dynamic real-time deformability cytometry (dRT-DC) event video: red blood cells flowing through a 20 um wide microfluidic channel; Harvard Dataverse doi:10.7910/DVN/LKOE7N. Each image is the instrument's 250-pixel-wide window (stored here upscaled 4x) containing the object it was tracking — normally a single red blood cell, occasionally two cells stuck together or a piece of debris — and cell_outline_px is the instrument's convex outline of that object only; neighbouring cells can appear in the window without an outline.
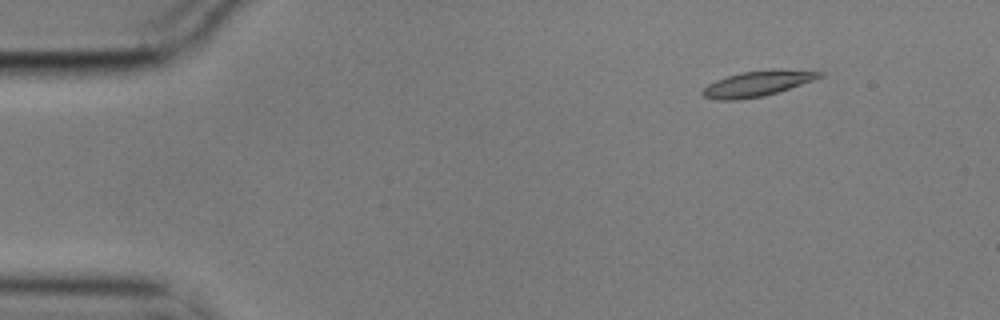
{"species": "common noctule bat (a hibernating species)", "species_latin": "Nyctalus noctula", "temperature_condition": "cold", "stored_images_in_passage": 5, "camera_frame_rate_fps": 3000, "um_per_image_px": 0.085, "animal": {"sex": "male", "body_mass_g": 17.9}, "frame": {"image": 1, "passage_image": 2, "time_ms": 0.333, "image_size_px": [1000, 320], "cell_outline_px": [[824, 76], [764, 96], [736, 100], [716, 100], [704, 96], [700, 92], [708, 84], [716, 80], [740, 72], [772, 68], [776, 68], [824, 72]], "centroid_in_image_um": [64.36, 7.09], "position_along_channel_um": 20.6, "area_um2": 17.34}}
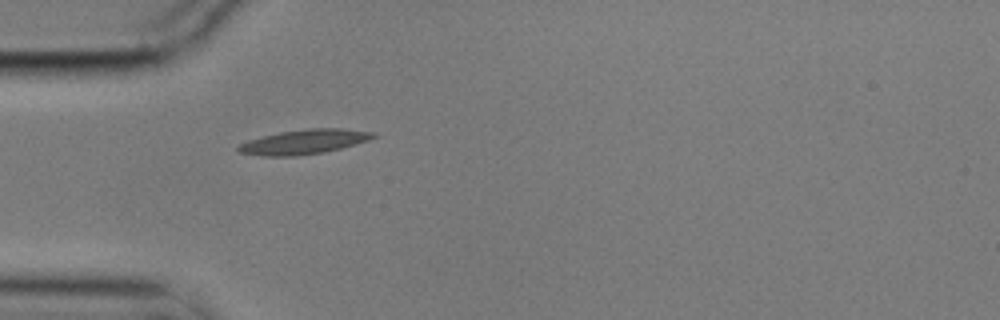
{"frame": {"image": 2, "passage_image": 5, "time_ms": 1.333, "image_size_px": [1000, 320], "cell_outline_px": [[376, 136], [368, 140], [340, 148], [324, 152], [296, 156], [264, 156], [236, 152], [236, 148], [240, 144], [248, 140], [280, 132], [308, 128], [340, 128], [376, 132]], "centroid_in_image_um": [25.83, 12.05], "position_along_channel_um": 59.2, "area_um2": 19.25}}